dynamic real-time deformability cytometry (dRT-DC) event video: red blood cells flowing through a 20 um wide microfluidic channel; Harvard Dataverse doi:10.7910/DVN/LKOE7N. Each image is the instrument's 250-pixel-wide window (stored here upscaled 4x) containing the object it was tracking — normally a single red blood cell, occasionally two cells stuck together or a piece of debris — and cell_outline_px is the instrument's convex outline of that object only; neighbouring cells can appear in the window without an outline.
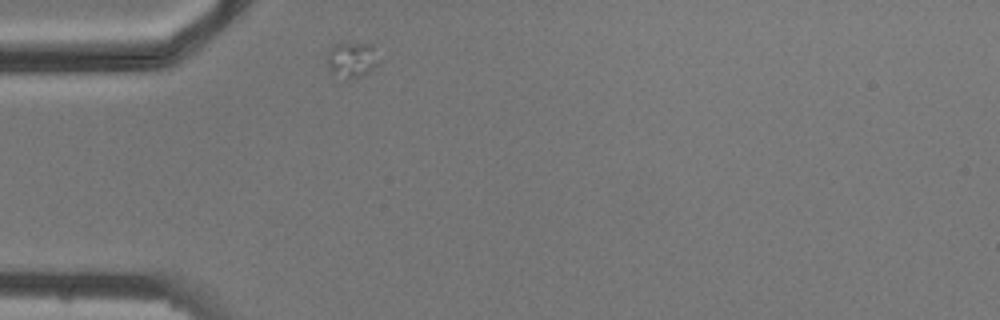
{"species": "common noctule bat (a hibernating species)", "species_latin": "Nyctalus noctula", "temperature_condition": "cold", "stored_images_in_passage": 4, "camera_frame_rate_fps": 3000, "um_per_image_px": 0.085, "animal": {"sex": "male", "body_mass_g": 20.5, "forearm_length_mm": 52.5}, "frame": {"image": 1, "passage_image": 1, "time_ms": 0.0, "image_size_px": [1000, 320], "cell_outline_px": [[376, 64], [364, 76], [348, 80], [332, 76], [328, 72], [328, 52], [340, 40], [372, 44]], "centroid_in_image_um": [29.81, 5.08], "position_along_channel_um": 55.2, "area_um2": 10.98}}